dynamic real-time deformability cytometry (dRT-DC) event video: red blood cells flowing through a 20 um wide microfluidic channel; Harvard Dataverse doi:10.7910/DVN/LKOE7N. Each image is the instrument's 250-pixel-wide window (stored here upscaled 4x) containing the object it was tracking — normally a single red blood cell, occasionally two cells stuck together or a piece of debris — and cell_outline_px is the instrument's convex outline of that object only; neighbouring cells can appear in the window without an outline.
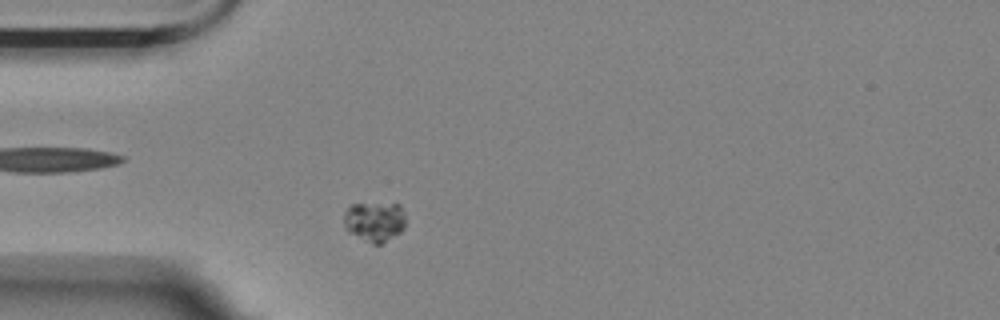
{"species": "Egyptian fruit bat (a non-hibernating species)", "species_latin": "Rousettus aegyptiacus", "temperature_condition": "room temperature", "stored_images_in_passage": 6, "segment_of_instrument_passage": [2, 2], "camera_frame_rate_fps": 3000, "um_per_image_px": 0.085, "animal": {"sex": "female"}, "frame": {"image": 1, "passage_image": 6, "time_ms": 1.667, "image_size_px": [1000, 320], "cell_outline_px": [[404, 228], [400, 232], [380, 244], [372, 244], [348, 232], [344, 228], [344, 212], [348, 204], [400, 204], [404, 212]], "centroid_in_image_um": [31.8, 18.82], "position_along_channel_um": 53.2, "area_um2": 14.39}}